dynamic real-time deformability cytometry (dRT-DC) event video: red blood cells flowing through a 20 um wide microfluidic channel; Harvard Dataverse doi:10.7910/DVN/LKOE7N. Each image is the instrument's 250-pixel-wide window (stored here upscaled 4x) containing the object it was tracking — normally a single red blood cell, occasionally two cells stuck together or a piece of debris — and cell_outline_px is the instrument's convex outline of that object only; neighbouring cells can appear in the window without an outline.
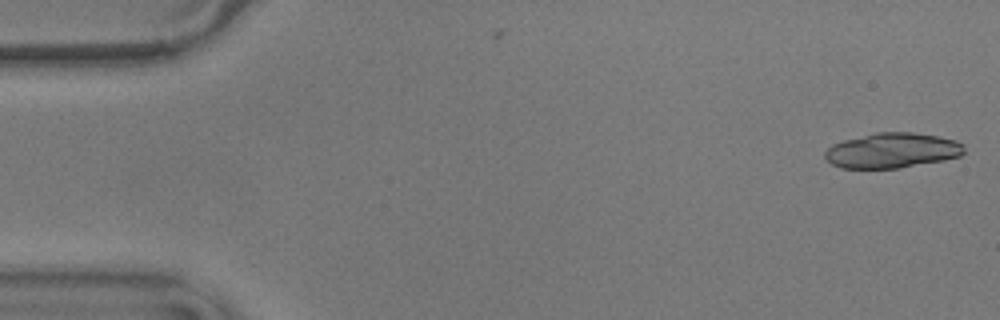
{"species": "common noctule bat (a hibernating species)", "species_latin": "Nyctalus noctula", "temperature_condition": "warm", "stored_images_in_passage": 18, "camera_frame_rate_fps": 3000, "um_per_image_px": 0.085, "animal": {"sex": "male", "body_mass_g": 17.9}, "frame": {"image": 1, "passage_image": 1, "time_ms": 0.0, "image_size_px": [1000, 320], "cell_outline_px": [[964, 152], [960, 156], [944, 160], [900, 168], [840, 168], [832, 164], [824, 156], [824, 152], [832, 144], [844, 140], [876, 132], [912, 132], [936, 136], [956, 140], [964, 144]], "centroid_in_image_um": [75.83, 12.79], "position_along_channel_um": 9.2, "area_um2": 28.5}}